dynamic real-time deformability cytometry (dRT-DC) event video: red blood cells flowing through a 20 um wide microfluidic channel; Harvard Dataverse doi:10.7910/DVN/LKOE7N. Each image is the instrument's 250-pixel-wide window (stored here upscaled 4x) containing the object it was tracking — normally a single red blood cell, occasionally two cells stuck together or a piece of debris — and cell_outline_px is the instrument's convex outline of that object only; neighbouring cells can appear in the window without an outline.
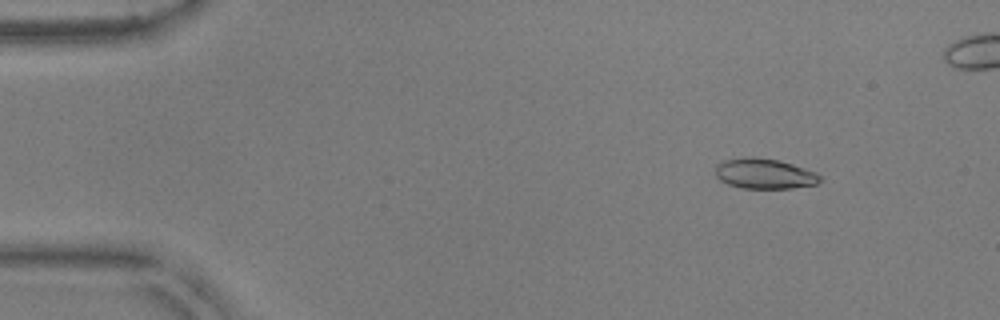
{"species": "common noctule bat (a hibernating species)", "species_latin": "Nyctalus noctula", "temperature_condition": "warm", "stored_images_in_passage": 50, "camera_frame_rate_fps": 3000, "um_per_image_px": 0.085, "animal": {"sex": "male", "body_mass_g": 17.9, "forearm_length_mm": 54.2}, "frame": {"image": 1, "passage_image": 7, "time_ms": 2.0, "image_size_px": [1000, 320], "cell_outline_px": [[824, 180], [816, 184], [792, 188], [744, 188], [728, 184], [720, 180], [716, 176], [716, 164], [724, 160], [748, 156], [752, 156], [776, 160], [792, 164], [816, 172]], "centroid_in_image_um": [64.98, 14.76], "position_along_channel_um": 20.0, "area_um2": 18.44}}
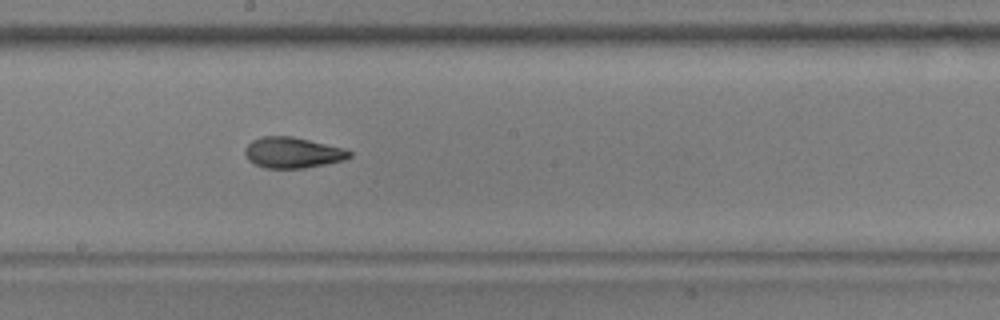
{"frame": {"image": 2, "passage_image": 30, "time_ms": 9.667, "image_size_px": [1000, 320], "cell_outline_px": [[352, 156], [344, 160], [304, 168], [264, 168], [248, 160], [244, 152], [244, 148], [252, 140], [264, 136], [292, 136], [344, 148], [352, 152]], "centroid_in_image_um": [24.86, 12.97], "position_along_channel_um": 223.3, "area_um2": 18.73}}
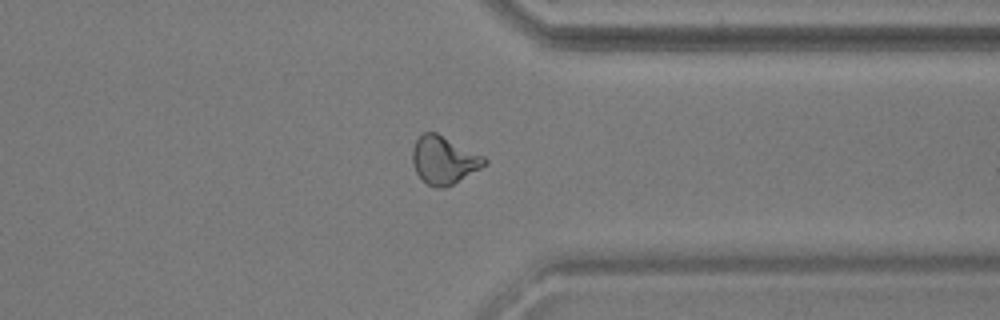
{"frame": {"image": 3, "passage_image": 42, "time_ms": 13.667, "image_size_px": [1000, 320], "cell_outline_px": [[488, 164], [452, 184], [444, 188], [436, 188], [428, 184], [416, 172], [412, 164], [412, 148], [416, 140], [424, 132], [436, 132], [484, 156], [488, 160]], "centroid_in_image_um": [37.73, 13.6], "position_along_channel_um": 373.7, "area_um2": 19.94}}